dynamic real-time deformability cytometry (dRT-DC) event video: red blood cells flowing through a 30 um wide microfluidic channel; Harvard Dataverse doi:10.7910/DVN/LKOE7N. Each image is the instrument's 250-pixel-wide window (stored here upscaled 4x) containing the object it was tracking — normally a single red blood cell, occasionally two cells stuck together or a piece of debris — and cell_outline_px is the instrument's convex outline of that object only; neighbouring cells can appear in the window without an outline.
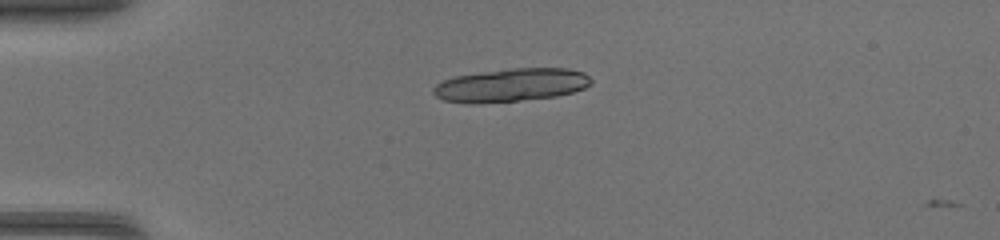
{"species": "common noctule bat (a hibernating species)", "species_latin": "Nyctalus noctula", "temperature_condition": "warm", "stored_images_in_passage": 2, "camera_frame_rate_fps": 3000, "um_per_image_px": 0.085, "animal": {"sex": "female", "body_mass_g": 17.0, "forearm_length_mm": 48.0}, "frame": {"image": 1, "passage_image": 1, "time_ms": 0.0, "image_size_px": [1000, 240], "cell_outline_px": [[592, 84], [584, 88], [572, 92], [556, 96], [520, 100], [476, 104], [468, 104], [444, 100], [436, 96], [432, 92], [432, 88], [436, 84], [444, 80], [456, 76], [512, 68], [568, 68], [584, 72], [592, 80]], "centroid_in_image_um": [43.44, 7.24], "position_along_channel_um": 41.6, "area_um2": 30.52}}